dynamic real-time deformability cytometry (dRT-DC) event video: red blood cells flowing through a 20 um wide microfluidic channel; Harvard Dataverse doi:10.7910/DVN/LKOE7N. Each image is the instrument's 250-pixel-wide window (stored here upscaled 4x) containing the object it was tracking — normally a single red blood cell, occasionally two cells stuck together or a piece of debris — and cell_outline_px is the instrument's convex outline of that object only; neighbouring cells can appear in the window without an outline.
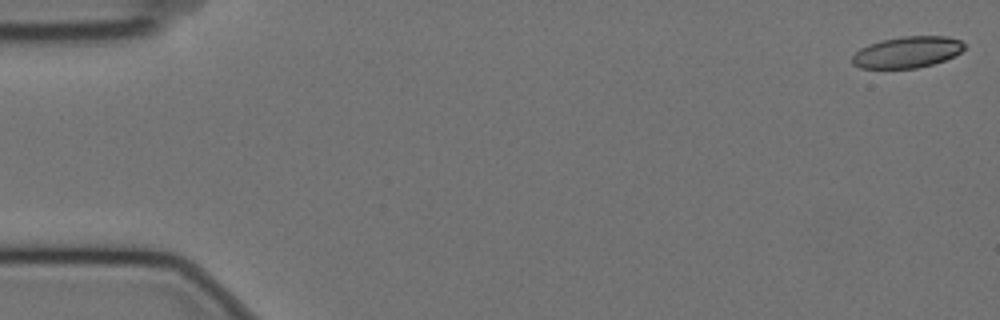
{"species": "Egyptian fruit bat (a non-hibernating species)", "species_latin": "Rousettus aegyptiacus", "temperature_condition": "cold", "stored_images_in_passage": 16, "camera_frame_rate_fps": 3000, "um_per_image_px": 0.085, "animal": {"sex": "female"}, "frame": {"image": 1, "passage_image": 1, "time_ms": 0.0, "image_size_px": [1000, 320], "cell_outline_px": [[964, 48], [960, 52], [944, 60], [932, 64], [916, 68], [860, 68], [852, 64], [852, 56], [860, 48], [868, 44], [880, 40], [900, 36], [944, 36], [960, 40], [964, 44]], "centroid_in_image_um": [77.07, 4.42], "position_along_channel_um": 7.9, "area_um2": 20.4}}